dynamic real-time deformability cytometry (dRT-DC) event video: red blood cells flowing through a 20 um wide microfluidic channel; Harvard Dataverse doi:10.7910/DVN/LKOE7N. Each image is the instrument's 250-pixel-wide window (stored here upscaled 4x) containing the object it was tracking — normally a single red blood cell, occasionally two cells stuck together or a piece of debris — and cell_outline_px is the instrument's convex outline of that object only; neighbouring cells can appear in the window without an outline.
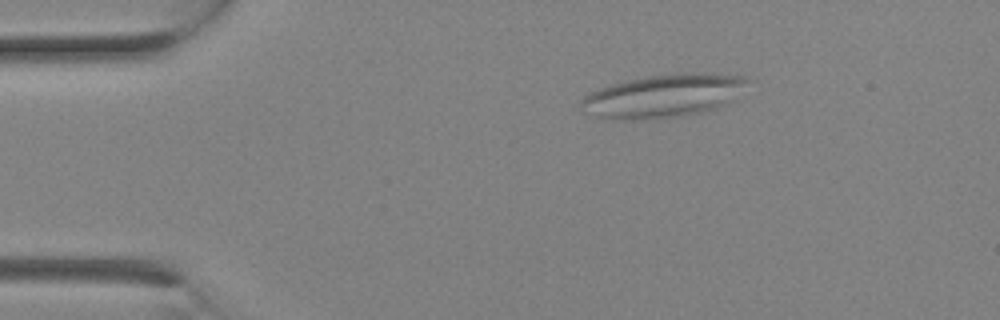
{"species": "Egyptian fruit bat (a non-hibernating species)", "species_latin": "Rousettus aegyptiacus", "temperature_condition": "room temperature", "stored_images_in_passage": 2, "camera_frame_rate_fps": 3000, "um_per_image_px": 0.085, "animal": {"sex": "female"}, "frame": {"image": 1, "passage_image": 1, "time_ms": 0.0, "image_size_px": [1000, 320], "cell_outline_px": [[752, 80], [732, 100], [716, 108], [704, 112], [680, 116], [636, 120], [604, 120], [584, 112], [580, 108], [580, 104], [584, 96], [600, 88], [612, 84], [628, 80], [676, 72], [700, 72], [744, 76]], "centroid_in_image_um": [56.38, 8.16], "position_along_channel_um": 28.6, "area_um2": 42.19}}